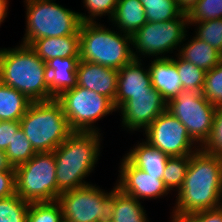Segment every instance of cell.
Segmentation results:
<instances>
[{
    "label": "cell",
    "instance_id": "cell-23",
    "mask_svg": "<svg viewBox=\"0 0 222 222\" xmlns=\"http://www.w3.org/2000/svg\"><path fill=\"white\" fill-rule=\"evenodd\" d=\"M190 40L186 44L182 42V48L178 50L177 55L181 59L193 63L206 72L221 62V53L208 43L195 35Z\"/></svg>",
    "mask_w": 222,
    "mask_h": 222
},
{
    "label": "cell",
    "instance_id": "cell-20",
    "mask_svg": "<svg viewBox=\"0 0 222 222\" xmlns=\"http://www.w3.org/2000/svg\"><path fill=\"white\" fill-rule=\"evenodd\" d=\"M133 147L125 157L135 167L149 175L158 176V179H162L169 156L147 141H142V143H138Z\"/></svg>",
    "mask_w": 222,
    "mask_h": 222
},
{
    "label": "cell",
    "instance_id": "cell-19",
    "mask_svg": "<svg viewBox=\"0 0 222 222\" xmlns=\"http://www.w3.org/2000/svg\"><path fill=\"white\" fill-rule=\"evenodd\" d=\"M29 47L45 63L53 58L79 57L80 34L36 39Z\"/></svg>",
    "mask_w": 222,
    "mask_h": 222
},
{
    "label": "cell",
    "instance_id": "cell-1",
    "mask_svg": "<svg viewBox=\"0 0 222 222\" xmlns=\"http://www.w3.org/2000/svg\"><path fill=\"white\" fill-rule=\"evenodd\" d=\"M220 206H222V157L200 148L190 155L185 179L177 192L171 217Z\"/></svg>",
    "mask_w": 222,
    "mask_h": 222
},
{
    "label": "cell",
    "instance_id": "cell-8",
    "mask_svg": "<svg viewBox=\"0 0 222 222\" xmlns=\"http://www.w3.org/2000/svg\"><path fill=\"white\" fill-rule=\"evenodd\" d=\"M55 99L61 104L73 131L99 132L100 129L93 124L117 111L109 98L78 85L62 92Z\"/></svg>",
    "mask_w": 222,
    "mask_h": 222
},
{
    "label": "cell",
    "instance_id": "cell-41",
    "mask_svg": "<svg viewBox=\"0 0 222 222\" xmlns=\"http://www.w3.org/2000/svg\"><path fill=\"white\" fill-rule=\"evenodd\" d=\"M8 0H0V25L7 17L8 11Z\"/></svg>",
    "mask_w": 222,
    "mask_h": 222
},
{
    "label": "cell",
    "instance_id": "cell-5",
    "mask_svg": "<svg viewBox=\"0 0 222 222\" xmlns=\"http://www.w3.org/2000/svg\"><path fill=\"white\" fill-rule=\"evenodd\" d=\"M20 124L35 152L54 151L74 132L56 99L32 102Z\"/></svg>",
    "mask_w": 222,
    "mask_h": 222
},
{
    "label": "cell",
    "instance_id": "cell-32",
    "mask_svg": "<svg viewBox=\"0 0 222 222\" xmlns=\"http://www.w3.org/2000/svg\"><path fill=\"white\" fill-rule=\"evenodd\" d=\"M195 24L198 25L195 36L222 53V18L206 22H189V26Z\"/></svg>",
    "mask_w": 222,
    "mask_h": 222
},
{
    "label": "cell",
    "instance_id": "cell-27",
    "mask_svg": "<svg viewBox=\"0 0 222 222\" xmlns=\"http://www.w3.org/2000/svg\"><path fill=\"white\" fill-rule=\"evenodd\" d=\"M189 162L190 155L168 158L162 180L169 191L174 190V188L177 192L180 190L185 179Z\"/></svg>",
    "mask_w": 222,
    "mask_h": 222
},
{
    "label": "cell",
    "instance_id": "cell-28",
    "mask_svg": "<svg viewBox=\"0 0 222 222\" xmlns=\"http://www.w3.org/2000/svg\"><path fill=\"white\" fill-rule=\"evenodd\" d=\"M5 153L14 168L26 163L36 154L21 128L15 133Z\"/></svg>",
    "mask_w": 222,
    "mask_h": 222
},
{
    "label": "cell",
    "instance_id": "cell-42",
    "mask_svg": "<svg viewBox=\"0 0 222 222\" xmlns=\"http://www.w3.org/2000/svg\"><path fill=\"white\" fill-rule=\"evenodd\" d=\"M99 222H113V221L109 218L107 220H102V221H99Z\"/></svg>",
    "mask_w": 222,
    "mask_h": 222
},
{
    "label": "cell",
    "instance_id": "cell-35",
    "mask_svg": "<svg viewBox=\"0 0 222 222\" xmlns=\"http://www.w3.org/2000/svg\"><path fill=\"white\" fill-rule=\"evenodd\" d=\"M200 148L210 154L222 157V106L216 107L212 131Z\"/></svg>",
    "mask_w": 222,
    "mask_h": 222
},
{
    "label": "cell",
    "instance_id": "cell-14",
    "mask_svg": "<svg viewBox=\"0 0 222 222\" xmlns=\"http://www.w3.org/2000/svg\"><path fill=\"white\" fill-rule=\"evenodd\" d=\"M119 178L116 187L123 193L140 199H156L167 195L170 191L158 176L149 175L135 167L125 156L120 163Z\"/></svg>",
    "mask_w": 222,
    "mask_h": 222
},
{
    "label": "cell",
    "instance_id": "cell-18",
    "mask_svg": "<svg viewBox=\"0 0 222 222\" xmlns=\"http://www.w3.org/2000/svg\"><path fill=\"white\" fill-rule=\"evenodd\" d=\"M80 58H53L46 62L50 100L77 85L76 68Z\"/></svg>",
    "mask_w": 222,
    "mask_h": 222
},
{
    "label": "cell",
    "instance_id": "cell-9",
    "mask_svg": "<svg viewBox=\"0 0 222 222\" xmlns=\"http://www.w3.org/2000/svg\"><path fill=\"white\" fill-rule=\"evenodd\" d=\"M188 25L186 13H182L170 21H147L131 36V46L136 50L135 52L133 51L134 59H140V55L160 58L158 55L162 54L161 58H166L165 53L173 52L178 46L180 48L181 43L187 40L186 27Z\"/></svg>",
    "mask_w": 222,
    "mask_h": 222
},
{
    "label": "cell",
    "instance_id": "cell-16",
    "mask_svg": "<svg viewBox=\"0 0 222 222\" xmlns=\"http://www.w3.org/2000/svg\"><path fill=\"white\" fill-rule=\"evenodd\" d=\"M76 72L78 86L103 95L114 103L117 95L118 70L79 60Z\"/></svg>",
    "mask_w": 222,
    "mask_h": 222
},
{
    "label": "cell",
    "instance_id": "cell-39",
    "mask_svg": "<svg viewBox=\"0 0 222 222\" xmlns=\"http://www.w3.org/2000/svg\"><path fill=\"white\" fill-rule=\"evenodd\" d=\"M182 13L188 14L199 0H175Z\"/></svg>",
    "mask_w": 222,
    "mask_h": 222
},
{
    "label": "cell",
    "instance_id": "cell-10",
    "mask_svg": "<svg viewBox=\"0 0 222 222\" xmlns=\"http://www.w3.org/2000/svg\"><path fill=\"white\" fill-rule=\"evenodd\" d=\"M166 110L175 116L187 129L190 137L202 146L212 131L216 106L201 92L182 90L167 102Z\"/></svg>",
    "mask_w": 222,
    "mask_h": 222
},
{
    "label": "cell",
    "instance_id": "cell-33",
    "mask_svg": "<svg viewBox=\"0 0 222 222\" xmlns=\"http://www.w3.org/2000/svg\"><path fill=\"white\" fill-rule=\"evenodd\" d=\"M188 22H206L222 18V0H199L187 14Z\"/></svg>",
    "mask_w": 222,
    "mask_h": 222
},
{
    "label": "cell",
    "instance_id": "cell-17",
    "mask_svg": "<svg viewBox=\"0 0 222 222\" xmlns=\"http://www.w3.org/2000/svg\"><path fill=\"white\" fill-rule=\"evenodd\" d=\"M169 57L153 59L148 67L152 87L161 94L166 102L178 96L183 90L176 64L172 57Z\"/></svg>",
    "mask_w": 222,
    "mask_h": 222
},
{
    "label": "cell",
    "instance_id": "cell-34",
    "mask_svg": "<svg viewBox=\"0 0 222 222\" xmlns=\"http://www.w3.org/2000/svg\"><path fill=\"white\" fill-rule=\"evenodd\" d=\"M118 0H83V6L88 10L89 15L79 13L81 22H95L96 17L108 15L112 19ZM95 19V20H94Z\"/></svg>",
    "mask_w": 222,
    "mask_h": 222
},
{
    "label": "cell",
    "instance_id": "cell-36",
    "mask_svg": "<svg viewBox=\"0 0 222 222\" xmlns=\"http://www.w3.org/2000/svg\"><path fill=\"white\" fill-rule=\"evenodd\" d=\"M170 218L171 222H222V206Z\"/></svg>",
    "mask_w": 222,
    "mask_h": 222
},
{
    "label": "cell",
    "instance_id": "cell-12",
    "mask_svg": "<svg viewBox=\"0 0 222 222\" xmlns=\"http://www.w3.org/2000/svg\"><path fill=\"white\" fill-rule=\"evenodd\" d=\"M144 135L149 144L169 157L192 155L200 149L190 137L186 127L167 110L149 125Z\"/></svg>",
    "mask_w": 222,
    "mask_h": 222
},
{
    "label": "cell",
    "instance_id": "cell-11",
    "mask_svg": "<svg viewBox=\"0 0 222 222\" xmlns=\"http://www.w3.org/2000/svg\"><path fill=\"white\" fill-rule=\"evenodd\" d=\"M57 201L62 207L63 220L68 222H99L109 219L112 190L108 193L88 184L63 192Z\"/></svg>",
    "mask_w": 222,
    "mask_h": 222
},
{
    "label": "cell",
    "instance_id": "cell-7",
    "mask_svg": "<svg viewBox=\"0 0 222 222\" xmlns=\"http://www.w3.org/2000/svg\"><path fill=\"white\" fill-rule=\"evenodd\" d=\"M16 194L23 200L51 202L58 199L56 162L53 151L36 152L15 168Z\"/></svg>",
    "mask_w": 222,
    "mask_h": 222
},
{
    "label": "cell",
    "instance_id": "cell-40",
    "mask_svg": "<svg viewBox=\"0 0 222 222\" xmlns=\"http://www.w3.org/2000/svg\"><path fill=\"white\" fill-rule=\"evenodd\" d=\"M0 171H15L5 151L0 150Z\"/></svg>",
    "mask_w": 222,
    "mask_h": 222
},
{
    "label": "cell",
    "instance_id": "cell-22",
    "mask_svg": "<svg viewBox=\"0 0 222 222\" xmlns=\"http://www.w3.org/2000/svg\"><path fill=\"white\" fill-rule=\"evenodd\" d=\"M109 218L113 222H149L141 202L114 186Z\"/></svg>",
    "mask_w": 222,
    "mask_h": 222
},
{
    "label": "cell",
    "instance_id": "cell-2",
    "mask_svg": "<svg viewBox=\"0 0 222 222\" xmlns=\"http://www.w3.org/2000/svg\"><path fill=\"white\" fill-rule=\"evenodd\" d=\"M100 132L74 131L54 151L58 197L89 183L83 179L94 170L100 156Z\"/></svg>",
    "mask_w": 222,
    "mask_h": 222
},
{
    "label": "cell",
    "instance_id": "cell-6",
    "mask_svg": "<svg viewBox=\"0 0 222 222\" xmlns=\"http://www.w3.org/2000/svg\"><path fill=\"white\" fill-rule=\"evenodd\" d=\"M26 33L21 44L29 46L34 40L62 37L79 32V13L55 3V0H24Z\"/></svg>",
    "mask_w": 222,
    "mask_h": 222
},
{
    "label": "cell",
    "instance_id": "cell-15",
    "mask_svg": "<svg viewBox=\"0 0 222 222\" xmlns=\"http://www.w3.org/2000/svg\"><path fill=\"white\" fill-rule=\"evenodd\" d=\"M142 59H133L118 70L117 95L114 106L119 110L133 95L148 94L152 88L149 69L143 68Z\"/></svg>",
    "mask_w": 222,
    "mask_h": 222
},
{
    "label": "cell",
    "instance_id": "cell-21",
    "mask_svg": "<svg viewBox=\"0 0 222 222\" xmlns=\"http://www.w3.org/2000/svg\"><path fill=\"white\" fill-rule=\"evenodd\" d=\"M110 21L119 31L132 36L147 22L142 0H118Z\"/></svg>",
    "mask_w": 222,
    "mask_h": 222
},
{
    "label": "cell",
    "instance_id": "cell-38",
    "mask_svg": "<svg viewBox=\"0 0 222 222\" xmlns=\"http://www.w3.org/2000/svg\"><path fill=\"white\" fill-rule=\"evenodd\" d=\"M16 194L15 171H0V198Z\"/></svg>",
    "mask_w": 222,
    "mask_h": 222
},
{
    "label": "cell",
    "instance_id": "cell-25",
    "mask_svg": "<svg viewBox=\"0 0 222 222\" xmlns=\"http://www.w3.org/2000/svg\"><path fill=\"white\" fill-rule=\"evenodd\" d=\"M142 3L149 22L170 21L182 14L175 0H142Z\"/></svg>",
    "mask_w": 222,
    "mask_h": 222
},
{
    "label": "cell",
    "instance_id": "cell-29",
    "mask_svg": "<svg viewBox=\"0 0 222 222\" xmlns=\"http://www.w3.org/2000/svg\"><path fill=\"white\" fill-rule=\"evenodd\" d=\"M29 205L17 194L0 198V222H27Z\"/></svg>",
    "mask_w": 222,
    "mask_h": 222
},
{
    "label": "cell",
    "instance_id": "cell-31",
    "mask_svg": "<svg viewBox=\"0 0 222 222\" xmlns=\"http://www.w3.org/2000/svg\"><path fill=\"white\" fill-rule=\"evenodd\" d=\"M201 94L214 106H222V61L206 72Z\"/></svg>",
    "mask_w": 222,
    "mask_h": 222
},
{
    "label": "cell",
    "instance_id": "cell-24",
    "mask_svg": "<svg viewBox=\"0 0 222 222\" xmlns=\"http://www.w3.org/2000/svg\"><path fill=\"white\" fill-rule=\"evenodd\" d=\"M31 103L24 94L0 81L1 121H20Z\"/></svg>",
    "mask_w": 222,
    "mask_h": 222
},
{
    "label": "cell",
    "instance_id": "cell-3",
    "mask_svg": "<svg viewBox=\"0 0 222 222\" xmlns=\"http://www.w3.org/2000/svg\"><path fill=\"white\" fill-rule=\"evenodd\" d=\"M0 81L31 102L50 100L47 65L27 45L0 49Z\"/></svg>",
    "mask_w": 222,
    "mask_h": 222
},
{
    "label": "cell",
    "instance_id": "cell-4",
    "mask_svg": "<svg viewBox=\"0 0 222 222\" xmlns=\"http://www.w3.org/2000/svg\"><path fill=\"white\" fill-rule=\"evenodd\" d=\"M98 22H82L80 34L79 58L105 67L119 70L133 59L132 37L122 35Z\"/></svg>",
    "mask_w": 222,
    "mask_h": 222
},
{
    "label": "cell",
    "instance_id": "cell-13",
    "mask_svg": "<svg viewBox=\"0 0 222 222\" xmlns=\"http://www.w3.org/2000/svg\"><path fill=\"white\" fill-rule=\"evenodd\" d=\"M167 102L153 87L148 94L133 95L119 110L122 126L130 131H145L149 125L166 110Z\"/></svg>",
    "mask_w": 222,
    "mask_h": 222
},
{
    "label": "cell",
    "instance_id": "cell-26",
    "mask_svg": "<svg viewBox=\"0 0 222 222\" xmlns=\"http://www.w3.org/2000/svg\"><path fill=\"white\" fill-rule=\"evenodd\" d=\"M172 60L176 64L183 90L201 92L206 71L198 68L193 63L181 59L179 56L177 59L172 57Z\"/></svg>",
    "mask_w": 222,
    "mask_h": 222
},
{
    "label": "cell",
    "instance_id": "cell-30",
    "mask_svg": "<svg viewBox=\"0 0 222 222\" xmlns=\"http://www.w3.org/2000/svg\"><path fill=\"white\" fill-rule=\"evenodd\" d=\"M63 220L62 207L56 201L30 203L27 222H61Z\"/></svg>",
    "mask_w": 222,
    "mask_h": 222
},
{
    "label": "cell",
    "instance_id": "cell-37",
    "mask_svg": "<svg viewBox=\"0 0 222 222\" xmlns=\"http://www.w3.org/2000/svg\"><path fill=\"white\" fill-rule=\"evenodd\" d=\"M20 128V121H0V150H6Z\"/></svg>",
    "mask_w": 222,
    "mask_h": 222
}]
</instances>
